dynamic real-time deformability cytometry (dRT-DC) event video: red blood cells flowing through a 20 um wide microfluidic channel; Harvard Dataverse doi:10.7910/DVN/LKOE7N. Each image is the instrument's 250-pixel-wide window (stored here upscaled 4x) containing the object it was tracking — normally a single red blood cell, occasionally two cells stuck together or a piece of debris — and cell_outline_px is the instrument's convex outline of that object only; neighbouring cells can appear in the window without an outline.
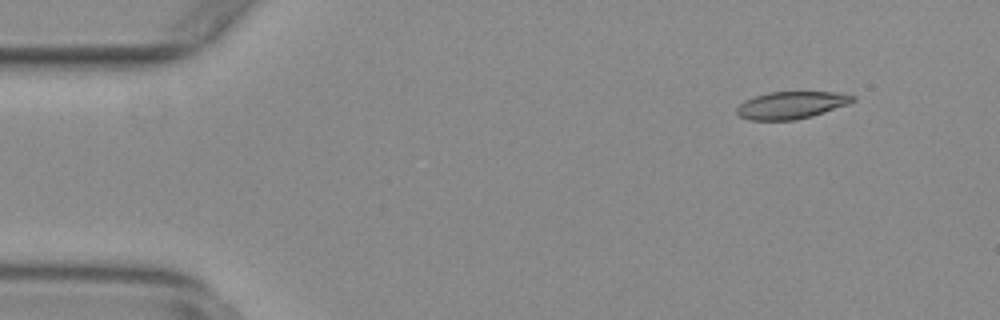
{"species": "common noctule bat (a hibernating species)", "species_latin": "Nyctalus noctula", "temperature_condition": "warm", "stored_images_in_passage": 12, "camera_frame_rate_fps": 3000, "um_per_image_px": 0.085, "animal": {"sex": "female", "body_mass_g": 29.2, "forearm_length_mm": 56.3}, "frame": {"image": 1, "passage_image": 5, "time_ms": 1.333, "image_size_px": [1000, 320], "cell_outline_px": [[856, 100], [848, 104], [812, 116], [796, 120], [748, 120], [740, 116], [736, 112], [736, 108], [744, 100], [768, 92], [840, 92], [856, 96]], "centroid_in_image_um": [67.27, 8.93], "position_along_channel_um": 17.7, "area_um2": 18.5}}